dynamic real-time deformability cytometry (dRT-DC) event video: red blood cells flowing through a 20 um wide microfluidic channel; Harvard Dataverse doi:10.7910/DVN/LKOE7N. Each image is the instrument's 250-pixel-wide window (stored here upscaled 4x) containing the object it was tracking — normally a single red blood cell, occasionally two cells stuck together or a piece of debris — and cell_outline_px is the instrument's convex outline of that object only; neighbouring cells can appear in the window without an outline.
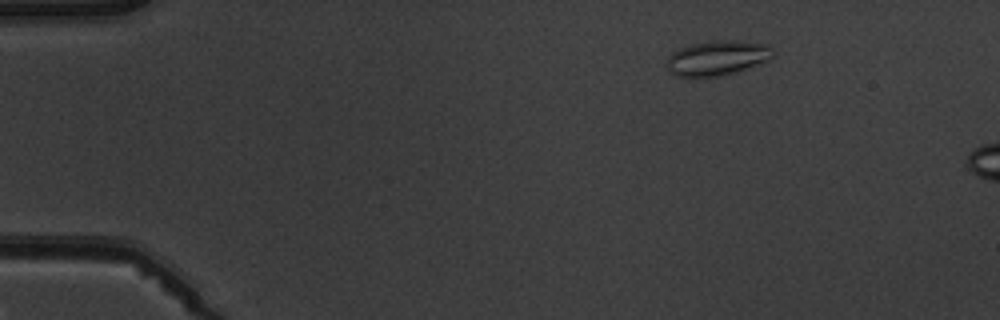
{"species": "common noctule bat (a hibernating species)", "species_latin": "Nyctalus noctula", "temperature_condition": "warm", "stored_images_in_passage": 6, "camera_frame_rate_fps": 3000, "um_per_image_px": 0.085, "animal": {"sex": "male", "body_mass_g": 19.5, "forearm_length_mm": 54.6}, "frame": {"image": 1, "passage_image": 6, "time_ms": 6.667, "image_size_px": [1000, 320], "cell_outline_px": [[776, 52], [768, 60], [736, 72], [720, 76], [676, 76], [668, 72], [668, 56], [676, 48], [692, 44], [712, 40], [736, 40], [768, 44]], "centroid_in_image_um": [60.97, 4.91], "position_along_channel_um": 24.0, "area_um2": 21.68}}